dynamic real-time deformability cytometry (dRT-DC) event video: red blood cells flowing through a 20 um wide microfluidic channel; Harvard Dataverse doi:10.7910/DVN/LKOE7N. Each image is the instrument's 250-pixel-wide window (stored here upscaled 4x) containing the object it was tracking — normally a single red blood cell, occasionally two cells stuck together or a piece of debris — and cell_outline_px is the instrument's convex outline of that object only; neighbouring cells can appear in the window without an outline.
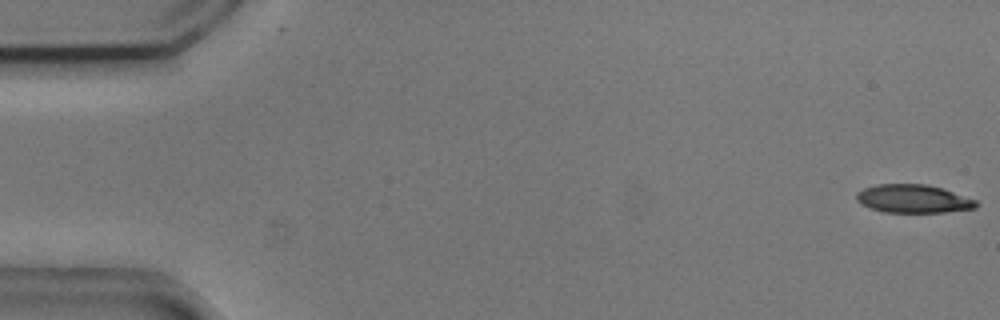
{"species": "common noctule bat (a hibernating species)", "species_latin": "Nyctalus noctula", "temperature_condition": "cold", "stored_images_in_passage": 54, "camera_frame_rate_fps": 3000, "um_per_image_px": 0.085, "animal": {"sex": "male", "body_mass_g": 20.5, "forearm_length_mm": 52.5}, "frame": {"image": 1, "passage_image": 1, "time_ms": 0.0, "image_size_px": [1000, 320], "cell_outline_px": [[980, 204], [976, 208], [944, 212], [884, 212], [872, 208], [856, 200], [856, 192], [864, 188], [876, 184], [928, 184], [944, 188], [976, 200]], "centroid_in_image_um": [77.66, 16.88], "position_along_channel_um": 7.3, "area_um2": 19.77}}
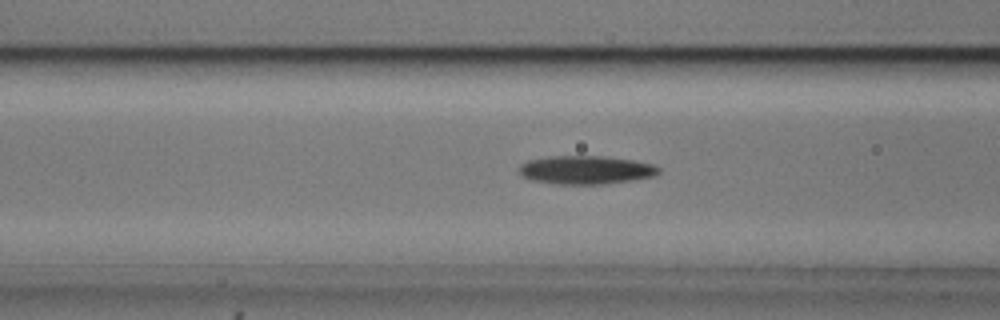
{"frame": {"image": 2, "passage_image": 21, "time_ms": 6.667, "image_size_px": [1000, 320], "cell_outline_px": [[660, 172], [652, 176], [632, 180], [604, 184], [556, 184], [532, 180], [524, 176], [516, 168], [520, 164], [528, 160], [548, 156], [604, 156], [632, 160], [652, 164], [660, 168]], "centroid_in_image_um": [49.76, 14.44], "position_along_channel_um": 116.8, "area_um2": 23.12}}
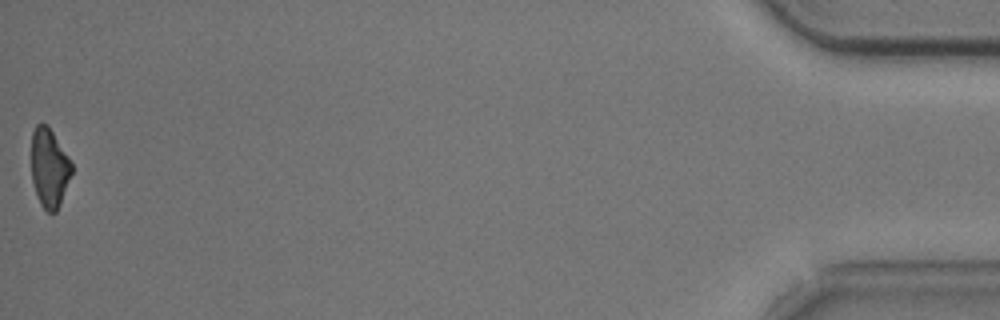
{"frame": {"image": 3, "passage_image": 54, "time_ms": 17.667, "image_size_px": [1000, 320], "cell_outline_px": [[72, 172], [60, 204], [56, 212], [48, 212], [40, 204], [36, 196], [32, 180], [32, 132], [36, 124], [48, 124], [68, 156], [72, 164]], "centroid_in_image_um": [4.18, 14.26], "position_along_channel_um": 431.0, "area_um2": 18.5}, "authors_computed_cell_mechanics": {"area_um2": 21.386, "velocity_mm_per_s": 3.7385, "shape_relaxation_time_tau1_ms": 3.6176, "shape_relaxation_time_tau2_ms": null, "deformation_change_tau1": 0.1056, "deformation_change_tau2": null}}